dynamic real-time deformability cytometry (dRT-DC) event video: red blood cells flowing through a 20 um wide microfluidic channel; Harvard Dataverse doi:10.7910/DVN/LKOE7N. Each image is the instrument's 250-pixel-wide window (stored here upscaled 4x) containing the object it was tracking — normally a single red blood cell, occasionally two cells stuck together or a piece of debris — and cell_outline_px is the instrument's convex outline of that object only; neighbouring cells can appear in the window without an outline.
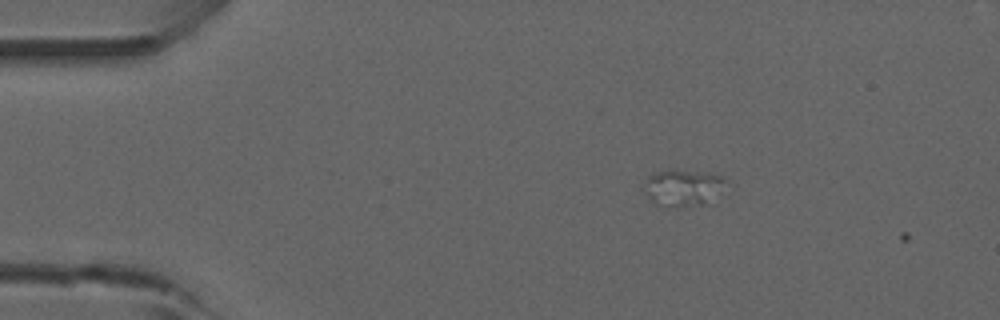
{"species": "common noctule bat (a hibernating species)", "species_latin": "Nyctalus noctula", "temperature_condition": "room temperature", "stored_images_in_passage": 4, "camera_frame_rate_fps": 3000, "um_per_image_px": 0.085, "animal": {"sex": "male", "forearm_length_mm": 52.5}, "frame": {"image": 1, "passage_image": 3, "time_ms": 0.667, "image_size_px": [1000, 320], "cell_outline_px": [[724, 180], [720, 192], [700, 204], [656, 204], [652, 200], [648, 192], [648, 176], [656, 172], [704, 172], [720, 176]], "centroid_in_image_um": [58.08, 15.92], "position_along_channel_um": 26.9, "area_um2": 15.37}}